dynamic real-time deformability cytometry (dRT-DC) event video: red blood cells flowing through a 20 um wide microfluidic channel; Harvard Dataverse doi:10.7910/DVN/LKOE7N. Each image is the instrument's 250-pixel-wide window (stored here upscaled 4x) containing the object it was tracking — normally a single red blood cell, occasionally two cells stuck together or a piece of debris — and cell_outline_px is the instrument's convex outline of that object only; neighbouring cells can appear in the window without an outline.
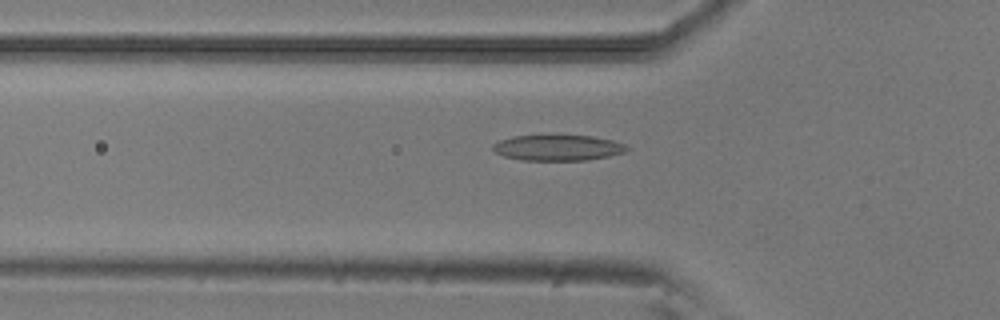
{"species": "common noctule bat (a hibernating species)", "species_latin": "Nyctalus noctula", "temperature_condition": "room temperature", "stored_images_in_passage": 52, "camera_frame_rate_fps": 3000, "um_per_image_px": 0.085, "animal": {"sex": "male", "body_mass_g": 20.5, "forearm_length_mm": 52.5}, "frame": {"image": 1, "passage_image": 17, "time_ms": 5.333, "image_size_px": [1000, 320], "cell_outline_px": [[632, 148], [624, 152], [608, 156], [584, 160], [520, 160], [504, 156], [496, 152], [492, 148], [492, 144], [500, 140], [512, 136], [552, 132], [592, 136], [612, 140], [624, 144]], "centroid_in_image_um": [47.39, 12.5], "position_along_channel_um": 78.4, "area_um2": 21.04}}
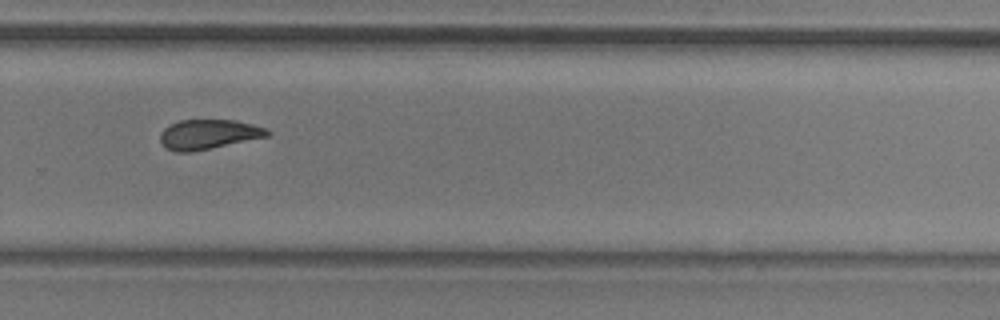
{"frame": {"image": 2, "passage_image": 35, "time_ms": 11.333, "image_size_px": [1000, 320], "cell_outline_px": [[272, 132], [268, 136], [212, 148], [188, 152], [176, 152], [164, 148], [160, 140], [160, 132], [164, 128], [180, 120], [236, 120], [252, 124], [264, 128]], "centroid_in_image_um": [17.69, 11.42], "position_along_channel_um": 312.1, "area_um2": 18.5}}
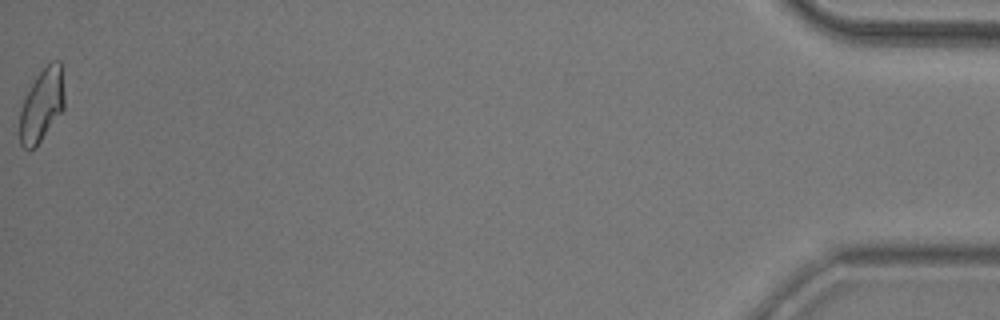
{"frame": {"image": 3, "passage_image": 52, "time_ms": 17.0, "image_size_px": [1000, 320], "cell_outline_px": [[64, 108], [40, 140], [32, 148], [24, 148], [20, 144], [20, 112], [24, 100], [36, 76], [52, 60], [60, 60], [64, 96]], "centroid_in_image_um": [3.56, 8.9], "position_along_channel_um": 431.6, "area_um2": 18.32}, "authors_computed_cell_mechanics": {"area_um2": 19.6231, "velocity_mm_per_s": 3.885, "shape_relaxation_time_tau1_ms": 9.41, "shape_relaxation_time_tau2_ms": 3.8099, "deformation_change_tau1": 0.1806, "deformation_change_tau2": 0.1028}}